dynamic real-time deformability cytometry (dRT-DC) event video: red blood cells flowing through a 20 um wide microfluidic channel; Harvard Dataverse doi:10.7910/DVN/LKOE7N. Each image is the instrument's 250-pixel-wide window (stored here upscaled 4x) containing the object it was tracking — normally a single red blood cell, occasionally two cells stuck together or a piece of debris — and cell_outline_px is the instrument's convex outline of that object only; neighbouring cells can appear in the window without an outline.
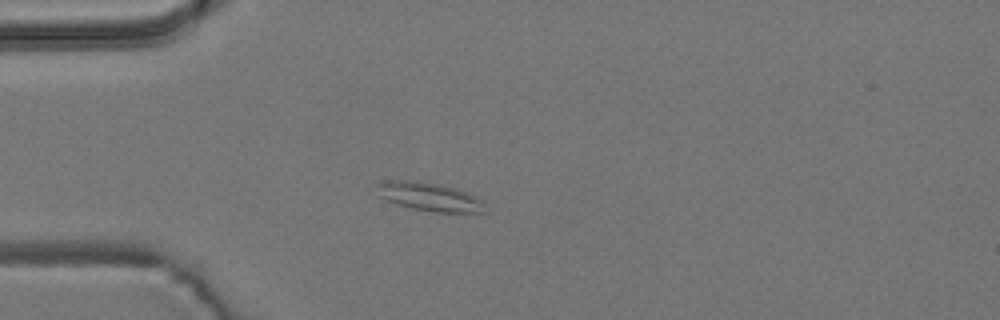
{"species": "common noctule bat (a hibernating species)", "species_latin": "Nyctalus noctula", "temperature_condition": "room temperature", "stored_images_in_passage": 6, "camera_frame_rate_fps": 3000, "um_per_image_px": 0.085, "animal": {"sex": "male", "body_mass_g": 19.2, "forearm_length_mm": 51.8}, "frame": {"image": 1, "passage_image": 5, "time_ms": 4.667, "image_size_px": [1000, 320], "cell_outline_px": [[488, 212], [436, 212], [412, 208], [396, 204], [376, 196], [380, 184], [388, 180], [420, 180], [440, 184], [456, 188], [476, 196], [484, 200]], "centroid_in_image_um": [36.55, 16.72], "position_along_channel_um": 48.5, "area_um2": 18.21}}